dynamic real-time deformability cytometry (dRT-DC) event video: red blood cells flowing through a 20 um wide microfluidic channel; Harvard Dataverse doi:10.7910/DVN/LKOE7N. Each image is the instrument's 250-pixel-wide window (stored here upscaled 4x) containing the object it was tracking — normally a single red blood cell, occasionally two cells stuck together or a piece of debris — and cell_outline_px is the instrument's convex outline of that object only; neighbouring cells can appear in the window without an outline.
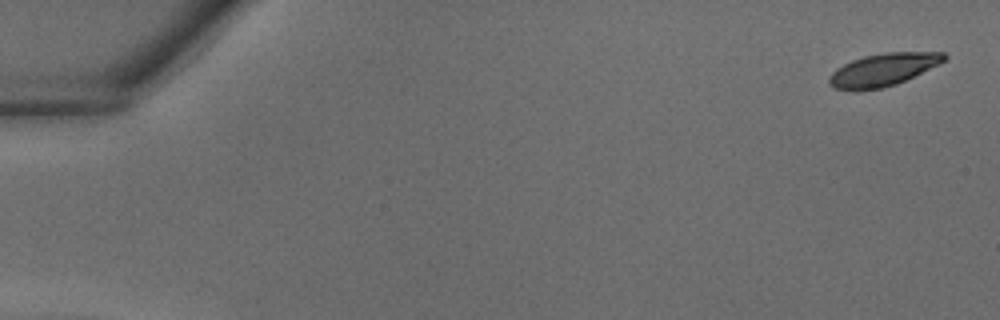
{"species": "common noctule bat (a hibernating species)", "species_latin": "Nyctalus noctula", "temperature_condition": "warm", "stored_images_in_passage": 39, "camera_frame_rate_fps": 3000, "um_per_image_px": 0.085, "animal": {"sex": "male", "body_mass_g": 18.8}, "frame": {"image": 1, "passage_image": 1, "time_ms": 0.0, "image_size_px": [1000, 320], "cell_outline_px": [[948, 56], [940, 64], [896, 84], [880, 88], [856, 92], [852, 92], [832, 88], [828, 84], [828, 76], [836, 68], [852, 60], [864, 56], [884, 52], [944, 52]], "centroid_in_image_um": [75.0, 5.95], "position_along_channel_um": 10.0, "area_um2": 22.2}}
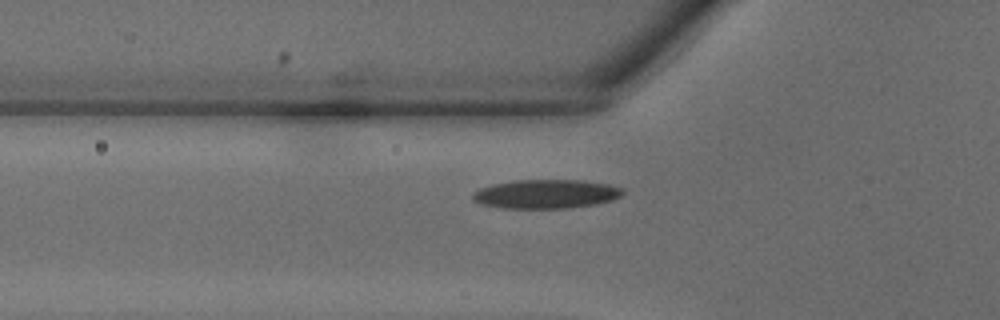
{"frame": {"image": 2, "passage_image": 14, "time_ms": 4.333, "image_size_px": [1000, 320], "cell_outline_px": [[624, 192], [620, 196], [612, 200], [596, 204], [568, 208], [504, 208], [480, 204], [472, 200], [472, 196], [480, 188], [492, 184], [516, 180], [584, 180], [608, 184], [624, 188]], "centroid_in_image_um": [46.43, 16.49], "position_along_channel_um": 79.4, "area_um2": 25.37}}
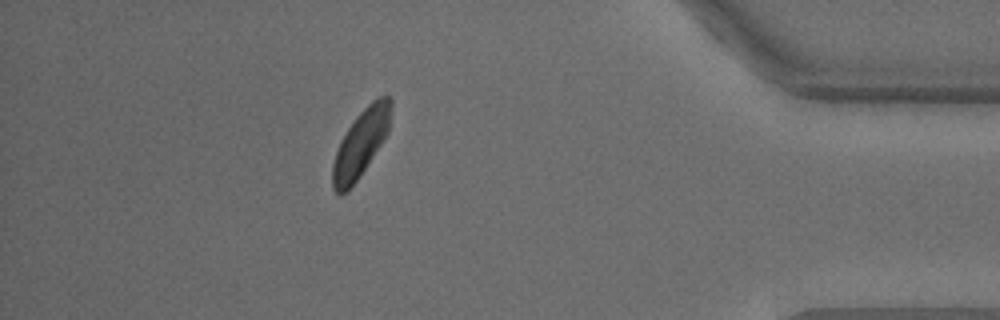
{"frame": {"image": 3, "passage_image": 35, "time_ms": 11.333, "image_size_px": [1000, 320], "cell_outline_px": [[392, 112], [388, 132], [356, 180], [340, 196], [332, 188], [332, 164], [340, 140], [356, 116], [376, 96], [388, 96], [392, 100]], "centroid_in_image_um": [30.67, 12.12], "position_along_channel_um": 404.5, "area_um2": 22.37}}